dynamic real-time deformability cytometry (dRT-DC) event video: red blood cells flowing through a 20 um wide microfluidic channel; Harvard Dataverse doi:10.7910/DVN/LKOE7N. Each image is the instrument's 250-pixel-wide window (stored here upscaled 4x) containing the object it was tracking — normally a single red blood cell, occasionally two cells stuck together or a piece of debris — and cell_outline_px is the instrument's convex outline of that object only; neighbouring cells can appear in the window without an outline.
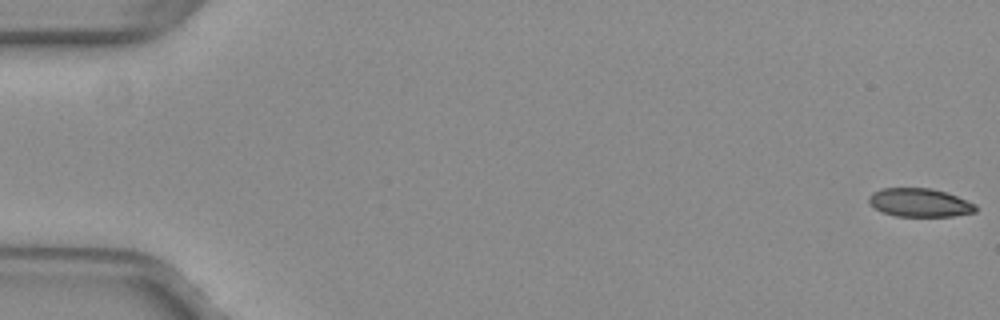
{"species": "common noctule bat (a hibernating species)", "species_latin": "Nyctalus noctula", "temperature_condition": "warm", "stored_images_in_passage": 53, "camera_frame_rate_fps": 3000, "um_per_image_px": 0.085, "animal": {"sex": "female", "body_mass_g": 29.2, "forearm_length_mm": 56.3}, "frame": {"image": 1, "passage_image": 1, "time_ms": 0.0, "image_size_px": [1000, 320], "cell_outline_px": [[976, 212], [952, 216], [896, 216], [880, 212], [868, 204], [868, 196], [872, 192], [880, 188], [932, 188], [956, 196], [976, 204]], "centroid_in_image_um": [78.11, 17.22], "position_along_channel_um": 6.9, "area_um2": 17.86}}
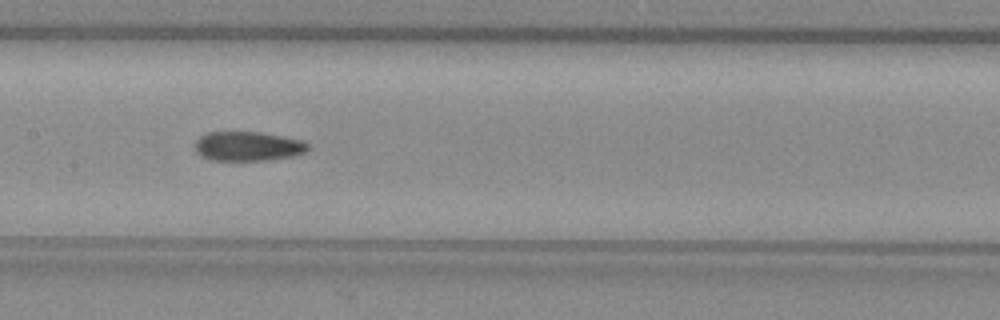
{"frame": {"image": 2, "passage_image": 27, "time_ms": 8.667, "image_size_px": [1000, 320], "cell_outline_px": [[312, 148], [304, 152], [292, 156], [268, 160], [208, 160], [196, 152], [196, 140], [200, 136], [208, 132], [260, 132], [304, 140]], "centroid_in_image_um": [21.09, 12.43], "position_along_channel_um": 186.3, "area_um2": 19.42}}
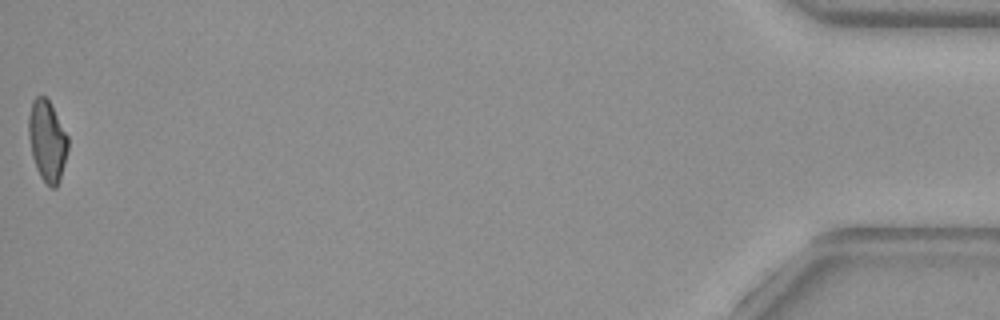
{"frame": {"image": 3, "passage_image": 53, "time_ms": 17.333, "image_size_px": [1000, 320], "cell_outline_px": [[68, 148], [60, 180], [56, 188], [52, 188], [40, 176], [36, 168], [32, 156], [28, 136], [28, 116], [32, 100], [36, 96], [44, 96], [48, 100], [68, 136]], "centroid_in_image_um": [4.0, 11.97], "position_along_channel_um": 431.2, "area_um2": 18.5}, "authors_computed_cell_mechanics": {"area_um2": 19.363, "velocity_mm_per_s": 3.9919, "shape_relaxation_time_tau1_ms": null, "shape_relaxation_time_tau2_ms": 3.8612, "deformation_change_tau1": null, "deformation_change_tau2": 0.0906}}